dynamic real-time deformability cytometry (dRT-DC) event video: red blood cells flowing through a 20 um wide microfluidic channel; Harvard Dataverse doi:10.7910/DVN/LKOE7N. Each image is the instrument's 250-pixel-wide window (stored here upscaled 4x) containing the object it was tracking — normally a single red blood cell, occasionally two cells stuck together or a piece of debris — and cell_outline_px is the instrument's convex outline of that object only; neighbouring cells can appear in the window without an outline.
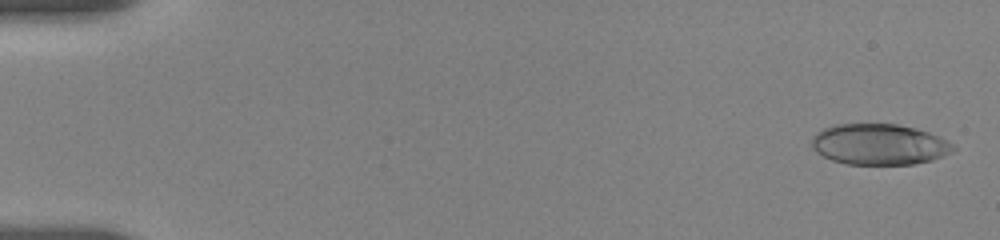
{"species": "human", "species_latin": "Homo sapiens", "temperature_condition": "room temperature", "stored_images_in_passage": 48, "camera_frame_rate_fps": 3000, "um_per_image_px": 0.085, "donor": {"sex": "female"}, "frame": {"image": 1, "passage_image": 2, "time_ms": 0.333, "image_size_px": [1000, 240], "cell_outline_px": [[956, 148], [952, 152], [932, 160], [912, 164], [848, 164], [832, 160], [816, 152], [812, 148], [812, 136], [816, 132], [824, 128], [836, 124], [896, 124], [916, 128], [928, 132], [952, 144]], "centroid_in_image_um": [74.7, 12.27], "position_along_channel_um": 10.3, "area_um2": 33.52}}
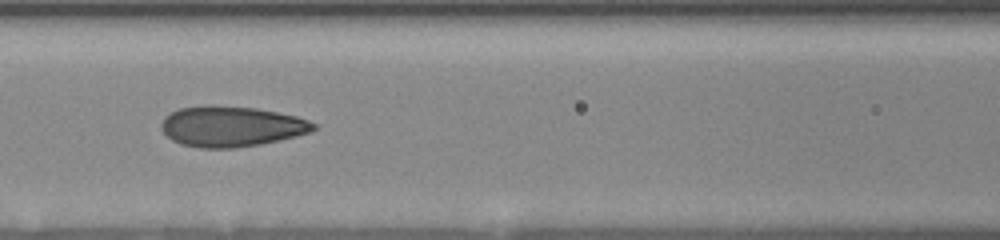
{"frame": {"image": 2, "passage_image": 25, "time_ms": 8.0, "image_size_px": [1000, 240], "cell_outline_px": [[316, 128], [308, 132], [296, 136], [260, 144], [236, 148], [200, 148], [180, 144], [172, 140], [160, 128], [160, 124], [164, 116], [180, 108], [208, 104], [212, 104], [256, 108], [296, 116], [308, 120], [316, 124]], "centroid_in_image_um": [19.62, 10.74], "position_along_channel_um": 147.0, "area_um2": 36.07}}
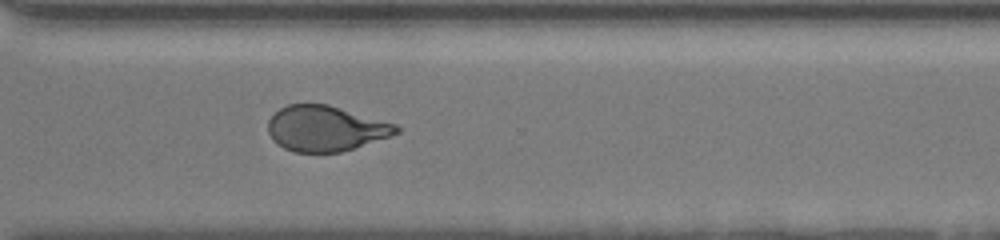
{"frame": {"image": 3, "passage_image": 41, "time_ms": 13.333, "image_size_px": [1000, 240], "cell_outline_px": [[400, 132], [340, 152], [296, 152], [284, 148], [276, 144], [272, 140], [268, 132], [268, 120], [280, 108], [288, 104], [328, 104], [396, 124], [400, 128]], "centroid_in_image_um": [27.63, 10.91], "position_along_channel_um": 343.0, "area_um2": 33.64}}